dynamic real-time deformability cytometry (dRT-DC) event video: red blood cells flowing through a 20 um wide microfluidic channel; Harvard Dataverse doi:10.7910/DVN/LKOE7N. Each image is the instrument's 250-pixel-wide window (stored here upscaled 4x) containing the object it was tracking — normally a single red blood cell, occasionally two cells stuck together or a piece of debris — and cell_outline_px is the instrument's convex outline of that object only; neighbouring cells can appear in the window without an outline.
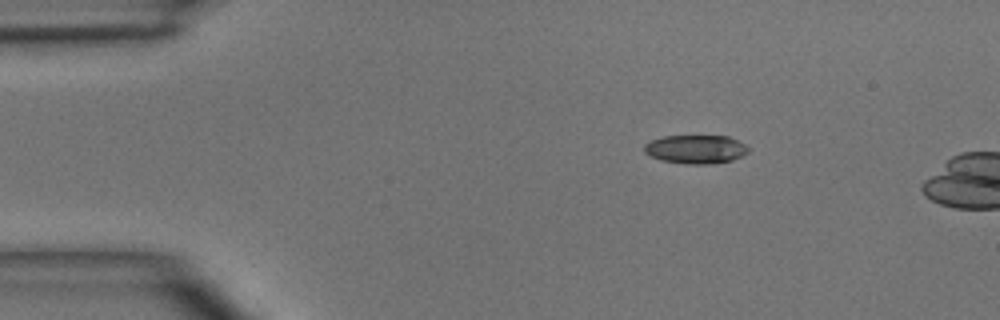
{"species": "common noctule bat (a hibernating species)", "species_latin": "Nyctalus noctula", "temperature_condition": "room temperature", "stored_images_in_passage": 3, "camera_frame_rate_fps": 3000, "um_per_image_px": 0.085, "animal": {"sex": "male", "body_mass_g": 15.6}, "frame": {"image": 1, "passage_image": 1, "time_ms": 0.0, "image_size_px": [1000, 320], "cell_outline_px": [[748, 152], [732, 160], [708, 164], [692, 164], [660, 160], [644, 152], [644, 144], [652, 140], [664, 136], [728, 136], [744, 144], [748, 148]], "centroid_in_image_um": [59.12, 12.68], "position_along_channel_um": 25.9, "area_um2": 17.11}}